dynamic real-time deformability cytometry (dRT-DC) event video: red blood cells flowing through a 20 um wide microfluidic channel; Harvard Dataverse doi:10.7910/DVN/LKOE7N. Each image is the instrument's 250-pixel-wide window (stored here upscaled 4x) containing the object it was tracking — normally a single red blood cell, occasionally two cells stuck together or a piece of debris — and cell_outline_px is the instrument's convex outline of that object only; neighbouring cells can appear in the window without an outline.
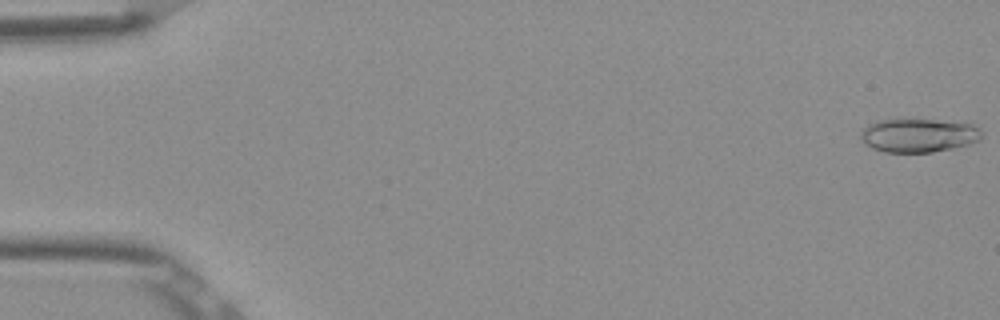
{"species": "Egyptian fruit bat (a non-hibernating species)", "species_latin": "Rousettus aegyptiacus", "temperature_condition": "room temperature", "stored_images_in_passage": 53, "camera_frame_rate_fps": 3000, "um_per_image_px": 0.085, "frame": {"image": 1, "passage_image": 1, "time_ms": 0.0, "image_size_px": [1000, 320], "cell_outline_px": [[980, 140], [968, 144], [952, 148], [932, 152], [884, 152], [872, 148], [864, 144], [860, 136], [860, 132], [868, 124], [876, 120], [896, 116], [936, 120], [972, 124], [980, 128]], "centroid_in_image_um": [77.99, 11.46], "position_along_channel_um": 7.0, "area_um2": 24.45}}
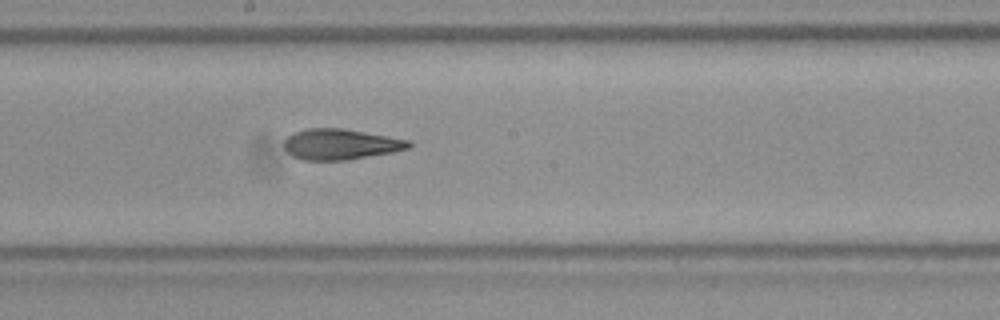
{"frame": {"image": 2, "passage_image": 29, "time_ms": 9.333, "image_size_px": [1000, 320], "cell_outline_px": [[412, 144], [408, 148], [392, 152], [348, 160], [300, 160], [292, 156], [284, 148], [284, 140], [288, 136], [304, 128], [344, 128], [412, 140]], "centroid_in_image_um": [28.95, 12.26], "position_along_channel_um": 219.3, "area_um2": 22.48}}
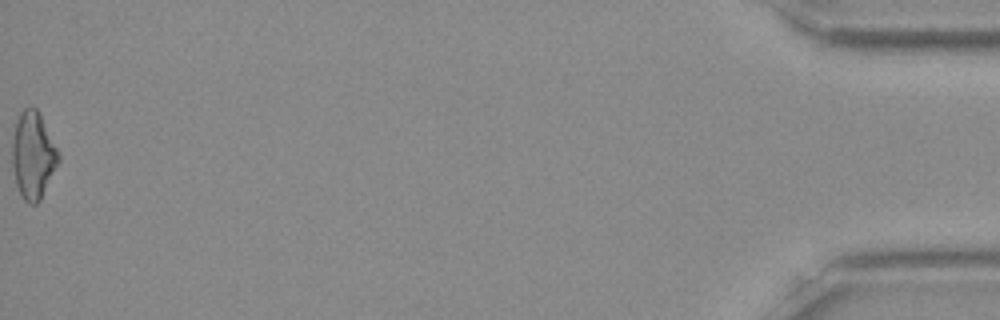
{"frame": {"image": 3, "passage_image": 53, "time_ms": 17.333, "image_size_px": [1000, 320], "cell_outline_px": [[60, 160], [40, 200], [36, 204], [28, 204], [24, 200], [16, 184], [12, 164], [12, 136], [16, 120], [20, 112], [24, 108], [32, 104], [40, 112], [60, 156]], "centroid_in_image_um": [2.8, 13.16], "position_along_channel_um": 432.4, "area_um2": 23.64}, "authors_computed_cell_mechanics": {"area_um2": 22.831, "velocity_mm_per_s": 3.9083, "shape_relaxation_time_tau1_ms": 9.6991, "shape_relaxation_time_tau2_ms": 3.0089, "deformation_change_tau1": 0.2547, "deformation_change_tau2": 0.1234}}